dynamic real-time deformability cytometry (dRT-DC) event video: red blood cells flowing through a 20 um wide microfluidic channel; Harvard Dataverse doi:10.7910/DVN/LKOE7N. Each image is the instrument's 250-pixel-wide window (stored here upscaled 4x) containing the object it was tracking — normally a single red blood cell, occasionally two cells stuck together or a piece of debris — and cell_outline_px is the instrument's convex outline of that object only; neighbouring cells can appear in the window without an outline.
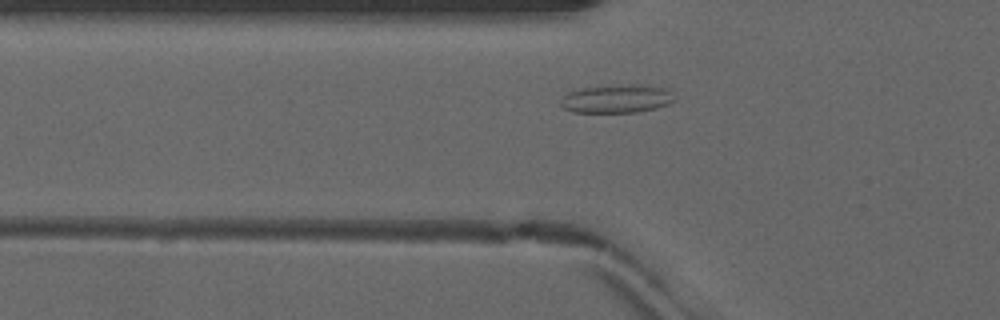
{"species": "common noctule bat (a hibernating species)", "species_latin": "Nyctalus noctula", "temperature_condition": "warm", "stored_images_in_passage": 36, "camera_frame_rate_fps": 3000, "um_per_image_px": 0.085, "animal": {"sex": "male", "forearm_length_mm": 52.5}, "frame": {"image": 1, "passage_image": 3, "time_ms": 0.667, "image_size_px": [1000, 320], "cell_outline_px": [[676, 100], [668, 104], [656, 108], [636, 112], [572, 112], [564, 108], [560, 104], [560, 100], [568, 92], [580, 88], [616, 84], [632, 84], [664, 88]], "centroid_in_image_um": [52.37, 8.39], "position_along_channel_um": 73.4, "area_um2": 18.73}}
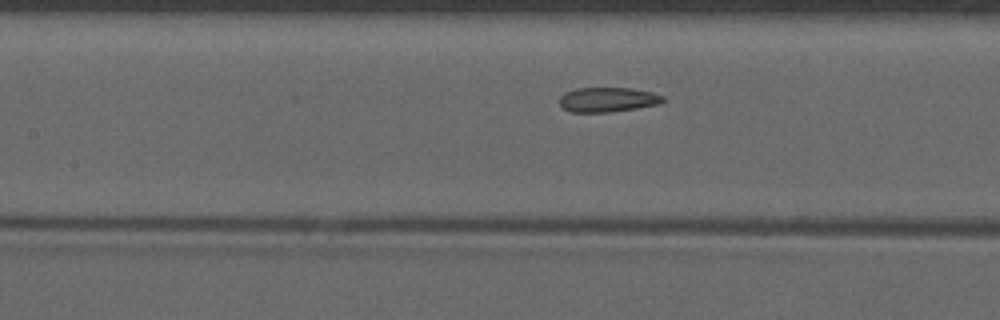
{"frame": {"image": 2, "passage_image": 9, "time_ms": 2.667, "image_size_px": [1000, 320], "cell_outline_px": [[664, 100], [660, 104], [636, 108], [608, 112], [568, 112], [560, 108], [560, 96], [564, 92], [576, 88], [632, 88], [652, 92], [664, 96]], "centroid_in_image_um": [51.62, 8.47], "position_along_channel_um": 155.8, "area_um2": 15.03}}
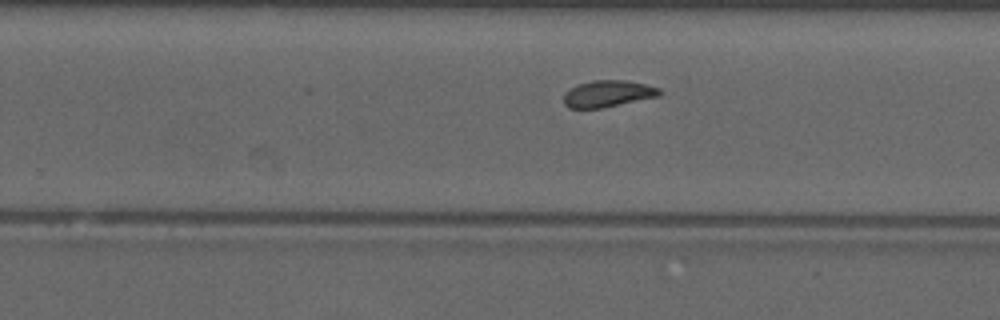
{"frame": {"image": 3, "passage_image": 18, "time_ms": 5.667, "image_size_px": [1000, 320], "cell_outline_px": [[660, 96], [600, 108], [568, 108], [564, 104], [564, 92], [576, 84], [592, 80], [628, 80], [660, 88]], "centroid_in_image_um": [51.63, 7.95], "position_along_channel_um": 278.2, "area_um2": 14.91}, "authors_computed_cell_mechanics": {"area_um2": 15.1725, "velocity_mm_per_s": 4.1018, "shape_relaxation_time_tau1_ms": null, "shape_relaxation_time_tau2_ms": 1.7155, "deformation_change_tau1": null, "deformation_change_tau2": 0.0597}}